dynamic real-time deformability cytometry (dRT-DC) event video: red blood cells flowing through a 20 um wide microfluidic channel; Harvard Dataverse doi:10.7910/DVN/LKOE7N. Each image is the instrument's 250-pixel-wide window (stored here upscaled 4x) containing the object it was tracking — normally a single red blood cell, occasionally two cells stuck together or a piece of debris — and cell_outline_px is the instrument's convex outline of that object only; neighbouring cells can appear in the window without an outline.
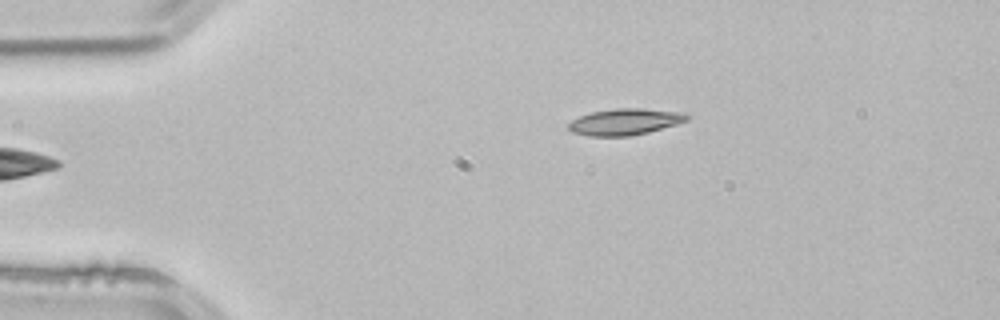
{"species": "common noctule bat (a hibernating species)", "species_latin": "Nyctalus noctula", "temperature_condition": "room temperature", "stored_images_in_passage": 3, "camera_frame_rate_fps": 3000, "um_per_image_px": 0.085, "animal": {"sex": "male", "body_mass_g": 21.5, "forearm_length_mm": 52.0}, "frame": {"image": 1, "passage_image": 3, "time_ms": 0.667, "image_size_px": [1000, 320], "cell_outline_px": [[688, 120], [676, 124], [648, 132], [628, 136], [588, 136], [572, 132], [568, 128], [568, 124], [572, 120], [580, 116], [592, 112], [616, 108], [644, 108], [688, 112]], "centroid_in_image_um": [53.15, 10.34], "position_along_channel_um": 31.9, "area_um2": 18.26}}